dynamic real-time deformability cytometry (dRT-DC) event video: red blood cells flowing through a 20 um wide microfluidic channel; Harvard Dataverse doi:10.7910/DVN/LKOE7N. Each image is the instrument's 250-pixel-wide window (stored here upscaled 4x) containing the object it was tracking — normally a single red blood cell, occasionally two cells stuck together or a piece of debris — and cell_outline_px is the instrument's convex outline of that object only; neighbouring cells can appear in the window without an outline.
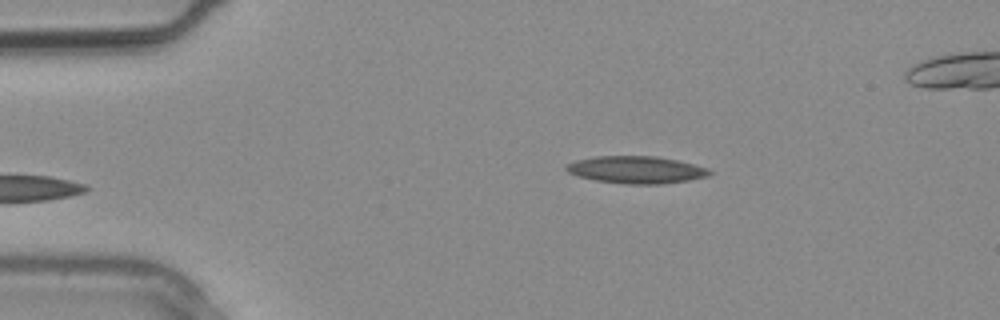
{"species": "common noctule bat (a hibernating species)", "species_latin": "Nyctalus noctula", "temperature_condition": "warm", "stored_images_in_passage": 4, "camera_frame_rate_fps": 3000, "um_per_image_px": 0.085, "animal": {"sex": "male", "body_mass_g": 20.4}, "frame": {"image": 1, "passage_image": 1, "time_ms": 0.0, "image_size_px": [1000, 320], "cell_outline_px": [[712, 172], [708, 176], [688, 180], [660, 184], [624, 184], [596, 180], [576, 176], [568, 172], [564, 168], [568, 164], [576, 160], [596, 156], [656, 156], [676, 160], [708, 168]], "centroid_in_image_um": [54.05, 14.43], "position_along_channel_um": 30.9, "area_um2": 22.66}}
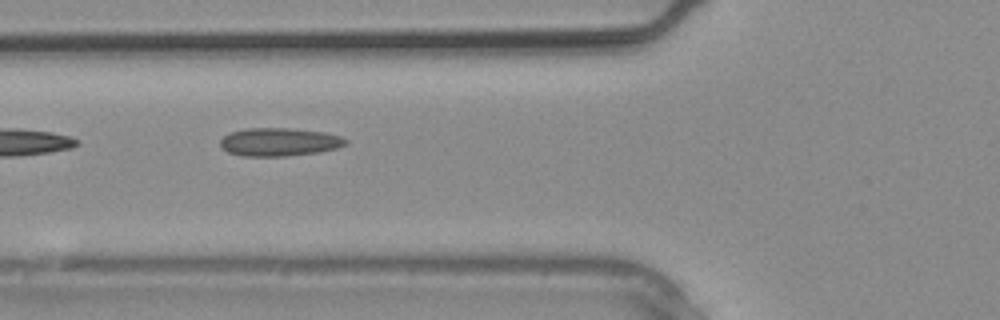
{"frame": {"image": 2, "passage_image": 4, "time_ms": 1.0, "image_size_px": [1000, 320], "cell_outline_px": [[348, 144], [336, 148], [320, 152], [288, 156], [244, 156], [228, 152], [220, 144], [220, 140], [224, 136], [232, 132], [244, 128], [288, 128], [324, 132], [340, 136], [348, 140]], "centroid_in_image_um": [23.76, 12.07], "position_along_channel_um": 102.0, "area_um2": 20.58}}